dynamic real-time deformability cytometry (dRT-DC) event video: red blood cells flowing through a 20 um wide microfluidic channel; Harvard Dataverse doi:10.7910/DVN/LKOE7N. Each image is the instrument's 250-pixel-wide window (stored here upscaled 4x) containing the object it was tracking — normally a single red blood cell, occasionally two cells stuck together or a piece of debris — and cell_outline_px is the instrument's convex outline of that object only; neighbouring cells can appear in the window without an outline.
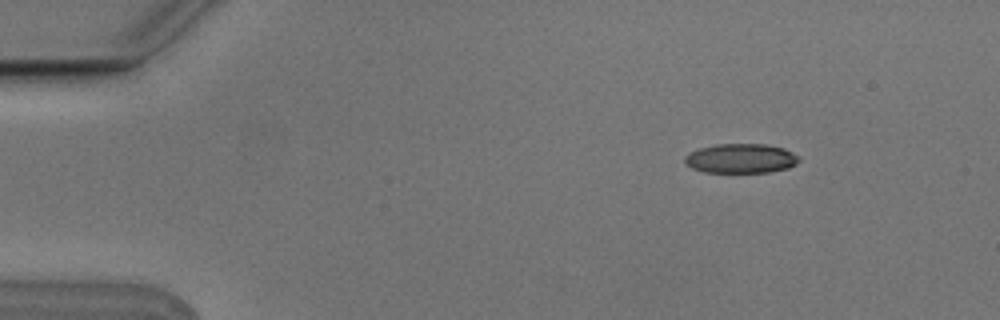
{"species": "Egyptian fruit bat (a non-hibernating species)", "species_latin": "Rousettus aegyptiacus", "temperature_condition": "cold", "stored_images_in_passage": 8, "camera_frame_rate_fps": 3000, "um_per_image_px": 0.085, "animal": {"sex": "male"}, "frame": {"image": 1, "passage_image": 1, "time_ms": 0.0, "image_size_px": [1000, 320], "cell_outline_px": [[800, 160], [796, 164], [788, 168], [768, 172], [704, 172], [692, 168], [684, 164], [684, 156], [688, 152], [700, 148], [716, 144], [768, 144], [784, 148], [800, 156]], "centroid_in_image_um": [62.97, 13.46], "position_along_channel_um": 22.0, "area_um2": 19.83}}
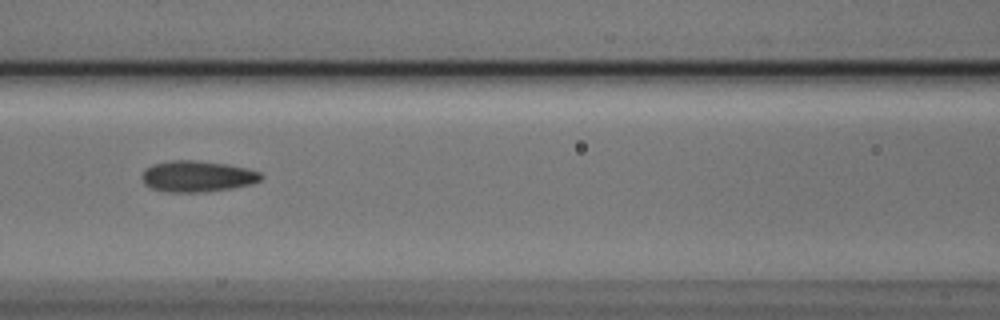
{"frame": {"image": 2, "passage_image": 6, "time_ms": 1.667, "image_size_px": [1000, 320], "cell_outline_px": [[264, 176], [260, 180], [252, 184], [232, 188], [204, 192], [168, 192], [152, 188], [144, 184], [140, 176], [144, 168], [152, 164], [172, 160], [196, 160], [228, 164], [248, 168], [260, 172]], "centroid_in_image_um": [16.76, 14.98], "position_along_channel_um": 149.8, "area_um2": 21.91}}
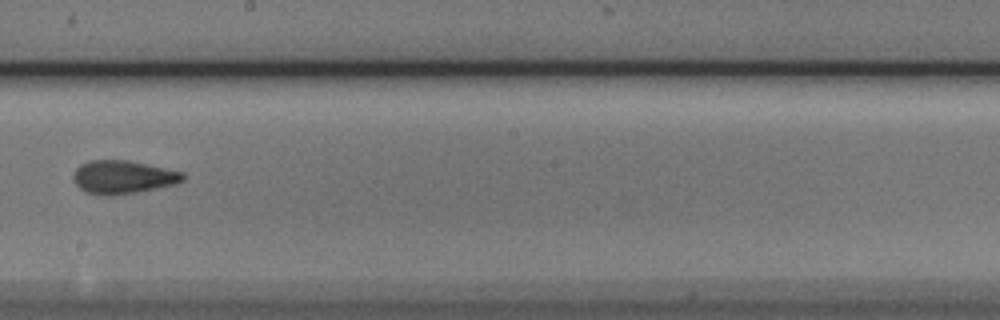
{"frame": {"image": 3, "passage_image": 8, "time_ms": 2.333, "image_size_px": [1000, 320], "cell_outline_px": [[184, 180], [176, 184], [136, 192], [112, 196], [100, 196], [84, 192], [72, 180], [72, 176], [76, 168], [80, 164], [88, 160], [128, 160], [184, 172]], "centroid_in_image_um": [10.41, 15.06], "position_along_channel_um": 237.8, "area_um2": 21.5}}